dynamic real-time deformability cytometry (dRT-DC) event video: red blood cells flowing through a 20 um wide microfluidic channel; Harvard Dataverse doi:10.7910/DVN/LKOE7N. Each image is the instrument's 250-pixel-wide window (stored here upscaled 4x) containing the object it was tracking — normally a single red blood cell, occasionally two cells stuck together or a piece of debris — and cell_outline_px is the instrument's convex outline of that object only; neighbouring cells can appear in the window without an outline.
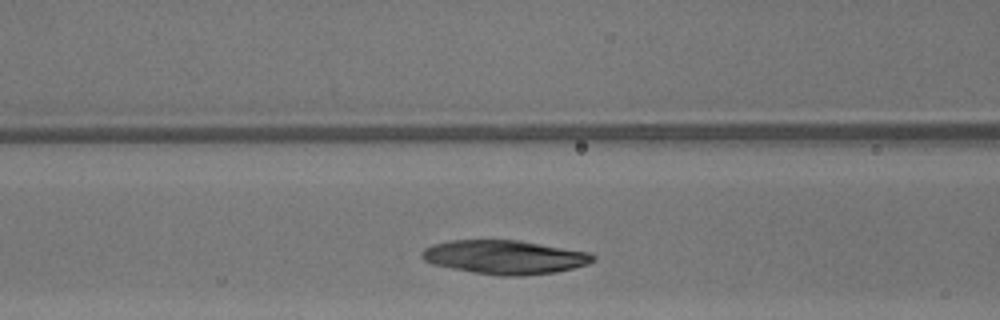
{"species": "common noctule bat (a hibernating species)", "species_latin": "Nyctalus noctula", "temperature_condition": "warm", "stored_images_in_passage": 23, "camera_frame_rate_fps": 3000, "um_per_image_px": 0.085, "animal": {"sex": "male", "body_mass_g": 13.3}, "frame": {"image": 1, "passage_image": 6, "time_ms": 1.667, "image_size_px": [1000, 320], "cell_outline_px": [[596, 260], [588, 264], [556, 272], [524, 276], [500, 276], [472, 272], [432, 264], [424, 260], [420, 256], [420, 252], [424, 248], [432, 244], [452, 240], [516, 240], [592, 252], [596, 256]], "centroid_in_image_um": [42.91, 21.86], "position_along_channel_um": 123.7, "area_um2": 33.99}}
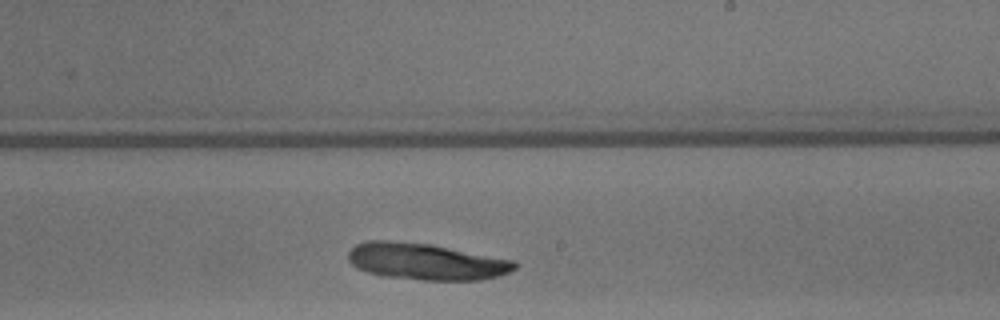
{"frame": {"image": 2, "passage_image": 15, "time_ms": 4.667, "image_size_px": [1000, 320], "cell_outline_px": [[516, 268], [500, 276], [480, 280], [424, 280], [384, 276], [368, 272], [356, 268], [348, 260], [348, 252], [356, 244], [368, 240], [388, 240], [432, 244], [516, 260]], "centroid_in_image_um": [36.22, 22.22], "position_along_channel_um": 252.8, "area_um2": 35.72}}
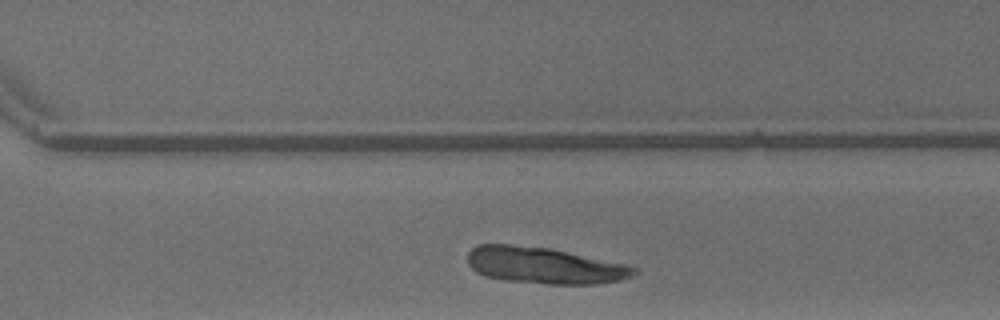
{"frame": {"image": 3, "passage_image": 20, "time_ms": 6.333, "image_size_px": [1000, 320], "cell_outline_px": [[636, 272], [632, 276], [620, 280], [596, 284], [548, 284], [504, 280], [484, 276], [476, 272], [468, 264], [468, 252], [476, 244], [512, 244], [548, 248], [624, 264], [636, 268]], "centroid_in_image_um": [46.2, 22.56], "position_along_channel_um": 324.4, "area_um2": 35.14}}